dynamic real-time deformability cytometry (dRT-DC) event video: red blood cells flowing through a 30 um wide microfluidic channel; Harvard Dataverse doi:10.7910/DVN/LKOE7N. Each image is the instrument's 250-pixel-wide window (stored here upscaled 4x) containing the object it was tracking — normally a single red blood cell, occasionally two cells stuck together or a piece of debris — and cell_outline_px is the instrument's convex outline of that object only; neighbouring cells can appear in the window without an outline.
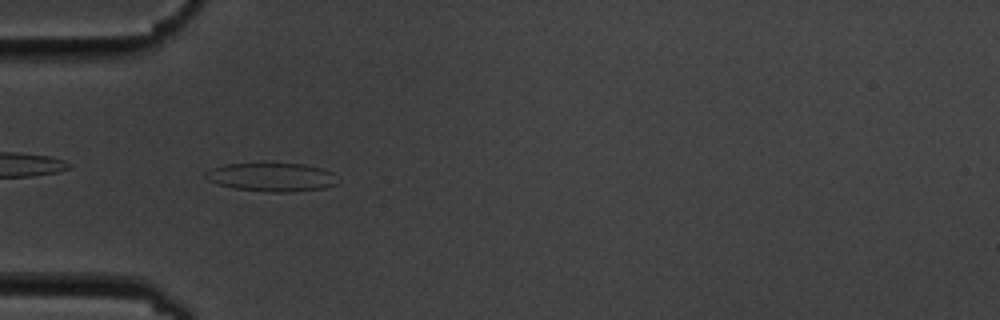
{"species": "common noctule bat (a hibernating species)", "species_latin": "Nyctalus noctula", "temperature_condition": "cold", "stored_images_in_passage": 5, "camera_frame_rate_fps": 3000, "um_per_image_px": 0.085, "animal": {"sex": "male", "body_mass_g": 19.5, "forearm_length_mm": 54.6}, "frame": {"image": 1, "passage_image": 4, "time_ms": 4.333, "image_size_px": [1000, 320], "cell_outline_px": [[336, 184], [324, 188], [292, 192], [268, 192], [236, 188], [216, 184], [208, 180], [204, 176], [204, 172], [212, 168], [224, 164], [264, 160], [304, 164], [324, 168], [332, 172]], "centroid_in_image_um": [23.03, 15.0], "position_along_channel_um": 62.0, "area_um2": 23.0}}
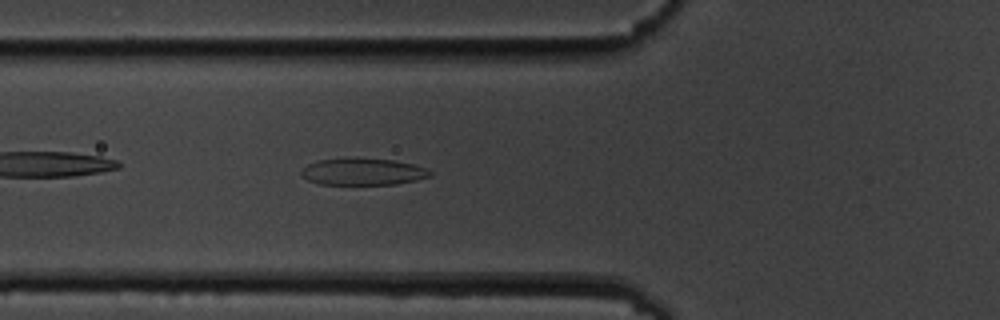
{"frame": {"image": 2, "passage_image": 5, "time_ms": 5.333, "image_size_px": [1000, 320], "cell_outline_px": [[432, 176], [416, 180], [396, 184], [320, 184], [308, 180], [300, 176], [300, 172], [308, 164], [316, 160], [344, 156], [356, 156], [392, 160], [412, 164], [428, 168], [432, 172]], "centroid_in_image_um": [30.82, 14.56], "position_along_channel_um": 95.0, "area_um2": 20.81}}